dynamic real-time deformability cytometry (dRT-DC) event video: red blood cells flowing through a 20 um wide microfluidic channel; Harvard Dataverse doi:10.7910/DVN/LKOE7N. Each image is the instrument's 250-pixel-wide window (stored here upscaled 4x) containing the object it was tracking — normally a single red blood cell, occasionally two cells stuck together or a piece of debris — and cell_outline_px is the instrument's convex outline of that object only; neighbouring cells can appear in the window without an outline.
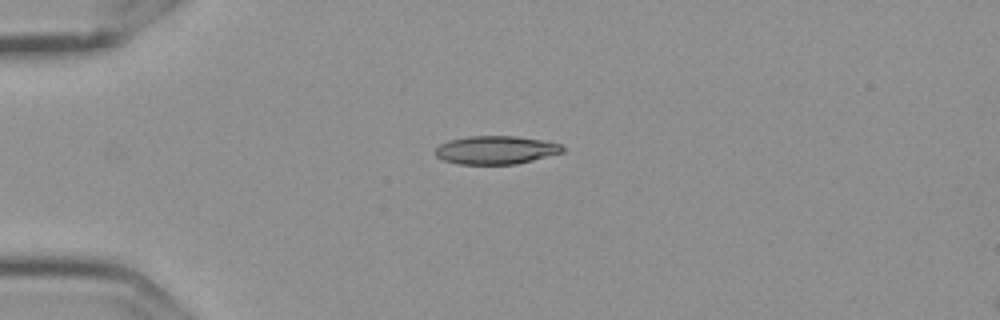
{"species": "Egyptian fruit bat (a non-hibernating species)", "species_latin": "Rousettus aegyptiacus", "temperature_condition": "cold", "stored_images_in_passage": 36, "camera_frame_rate_fps": 3000, "um_per_image_px": 0.085, "frame": {"image": 1, "passage_image": 1, "time_ms": 0.0, "image_size_px": [1000, 320], "cell_outline_px": [[564, 152], [516, 164], [460, 164], [444, 160], [436, 156], [432, 152], [440, 144], [448, 140], [468, 136], [516, 136], [540, 140], [560, 144], [564, 148]], "centroid_in_image_um": [42.1, 12.75], "position_along_channel_um": 42.9, "area_um2": 20.92}}
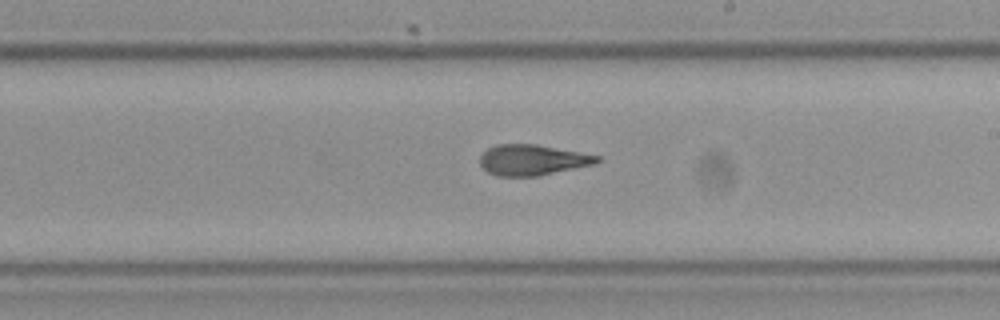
{"frame": {"image": 2, "passage_image": 20, "time_ms": 6.333, "image_size_px": [1000, 320], "cell_outline_px": [[600, 160], [596, 164], [540, 176], [496, 176], [488, 172], [480, 164], [480, 156], [488, 148], [496, 144], [536, 144], [580, 152], [600, 156]], "centroid_in_image_um": [45.27, 13.6], "position_along_channel_um": 243.7, "area_um2": 21.04}}
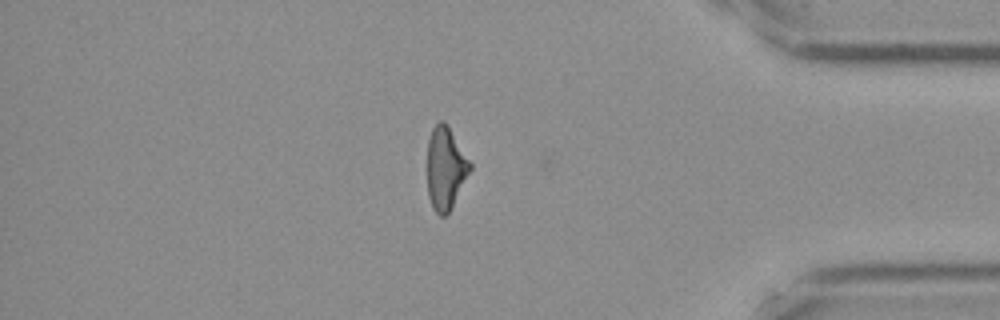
{"frame": {"image": 3, "passage_image": 35, "time_ms": 11.333, "image_size_px": [1000, 320], "cell_outline_px": [[472, 168], [452, 208], [444, 216], [440, 216], [432, 208], [428, 196], [428, 140], [432, 128], [440, 120], [444, 120], [472, 164]], "centroid_in_image_um": [37.87, 14.32], "position_along_channel_um": 397.3, "area_um2": 20.52}, "authors_computed_cell_mechanics": {"area_um2": 21.2704, "velocity_mm_per_s": 3.6217, "shape_relaxation_time_tau1_ms": 8.8328, "shape_relaxation_time_tau2_ms": 2.172, "deformation_change_tau1": 0.2527, "deformation_change_tau2": 0.1165}}